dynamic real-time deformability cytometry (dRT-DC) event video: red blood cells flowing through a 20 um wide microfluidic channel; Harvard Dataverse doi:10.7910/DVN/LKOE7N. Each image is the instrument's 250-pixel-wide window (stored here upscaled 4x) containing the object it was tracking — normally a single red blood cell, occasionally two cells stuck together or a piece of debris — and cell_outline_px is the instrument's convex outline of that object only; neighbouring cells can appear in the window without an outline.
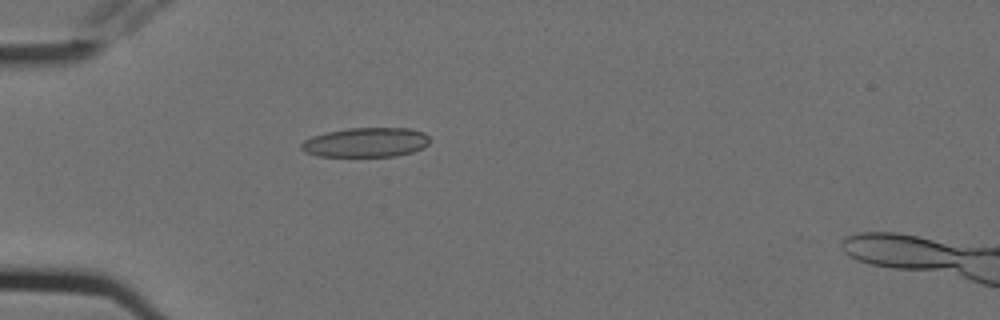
{"species": "Egyptian fruit bat (a non-hibernating species)", "species_latin": "Rousettus aegyptiacus", "temperature_condition": "cold", "stored_images_in_passage": 5, "camera_frame_rate_fps": 3000, "um_per_image_px": 0.085, "animal": {"sex": "female"}, "frame": {"image": 1, "passage_image": 4, "time_ms": 1.0, "image_size_px": [1000, 320], "cell_outline_px": [[428, 144], [424, 148], [412, 152], [396, 156], [316, 156], [304, 152], [300, 148], [300, 144], [304, 140], [312, 136], [328, 132], [348, 128], [408, 128], [424, 132], [428, 136]], "centroid_in_image_um": [31.09, 12.1], "position_along_channel_um": 53.9, "area_um2": 22.14}}